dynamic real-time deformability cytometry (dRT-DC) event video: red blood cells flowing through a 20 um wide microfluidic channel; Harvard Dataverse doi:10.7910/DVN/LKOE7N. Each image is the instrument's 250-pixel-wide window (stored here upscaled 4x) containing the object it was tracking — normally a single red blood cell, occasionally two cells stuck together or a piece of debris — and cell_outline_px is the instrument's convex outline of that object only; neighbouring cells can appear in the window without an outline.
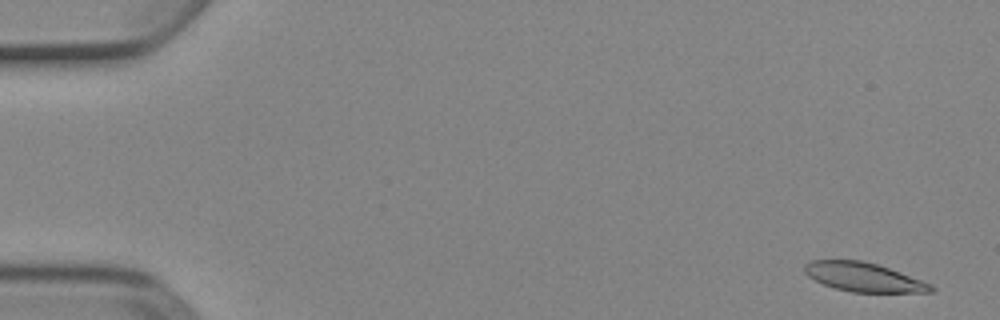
{"species": "Egyptian fruit bat (a non-hibernating species)", "species_latin": "Rousettus aegyptiacus", "temperature_condition": "cold", "stored_images_in_passage": 5, "camera_frame_rate_fps": 3000, "um_per_image_px": 0.085, "animal": {"sex": "female"}, "frame": {"image": 1, "passage_image": 1, "time_ms": 0.0, "image_size_px": [1000, 320], "cell_outline_px": [[936, 288], [932, 292], [852, 292], [836, 288], [824, 284], [808, 276], [804, 272], [804, 264], [812, 260], [860, 260], [876, 264], [900, 272], [932, 284]], "centroid_in_image_um": [73.41, 23.55], "position_along_channel_um": 11.6, "area_um2": 21.15}}
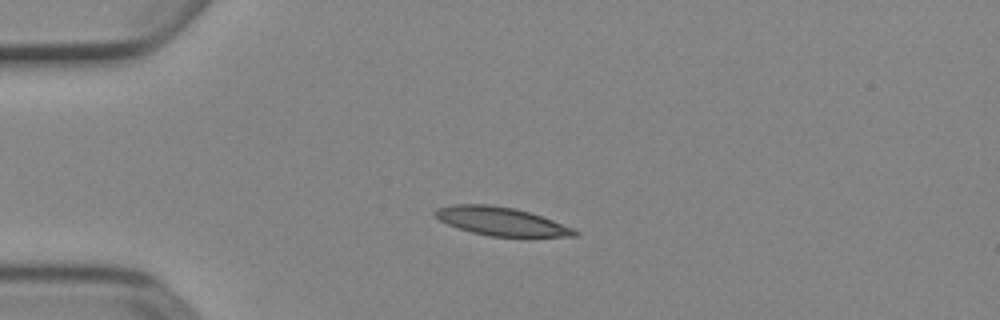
{"frame": {"image": 2, "passage_image": 4, "time_ms": 1.0, "image_size_px": [1000, 320], "cell_outline_px": [[580, 236], [528, 240], [488, 236], [472, 232], [448, 224], [440, 220], [432, 212], [436, 208], [452, 204], [492, 204], [516, 208], [552, 220], [572, 228], [580, 232]], "centroid_in_image_um": [42.71, 18.87], "position_along_channel_um": 42.3, "area_um2": 24.22}}